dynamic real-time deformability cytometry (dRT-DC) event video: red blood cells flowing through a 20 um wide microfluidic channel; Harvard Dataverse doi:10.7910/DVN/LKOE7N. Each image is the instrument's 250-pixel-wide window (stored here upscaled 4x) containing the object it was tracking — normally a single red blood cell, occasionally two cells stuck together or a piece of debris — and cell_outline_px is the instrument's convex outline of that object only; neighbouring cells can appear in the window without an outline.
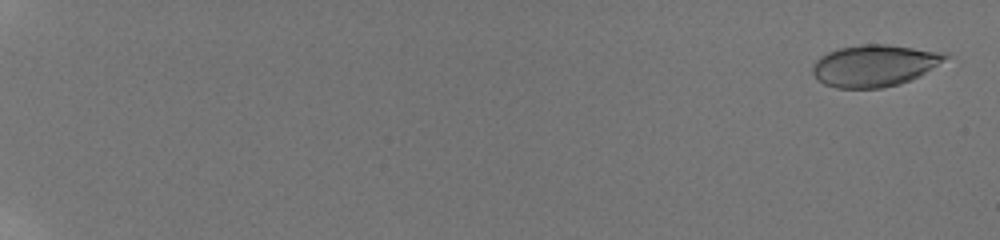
{"species": "human", "species_latin": "Homo sapiens", "temperature_condition": "room temperature", "stored_images_in_passage": 114, "camera_frame_rate_fps": 3000, "um_per_image_px": 0.085, "donor": {"sex": "male"}, "frame": {"image": 1, "passage_image": 6, "time_ms": 0.667, "image_size_px": [1000, 240], "cell_outline_px": [[948, 56], [920, 76], [912, 80], [900, 84], [880, 88], [836, 88], [824, 84], [816, 80], [812, 72], [812, 64], [820, 56], [828, 52], [840, 48], [860, 44], [888, 44], [948, 52]], "centroid_in_image_um": [74.3, 5.57], "position_along_channel_um": 10.7, "area_um2": 32.48}}
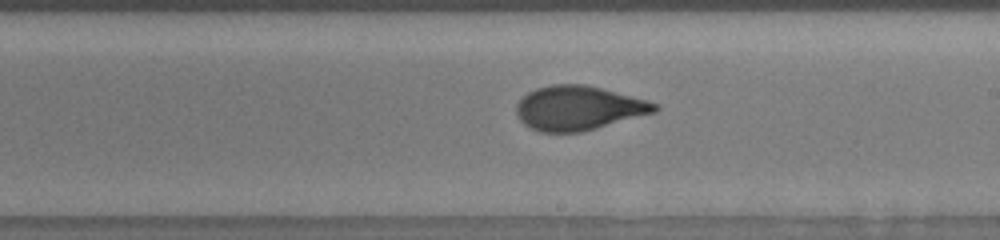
{"frame": {"image": 2, "passage_image": 70, "time_ms": 13.0, "image_size_px": [1000, 240], "cell_outline_px": [[660, 108], [656, 112], [596, 128], [580, 132], [540, 132], [524, 124], [516, 116], [516, 104], [528, 92], [536, 88], [552, 84], [584, 84], [648, 100], [660, 104]], "centroid_in_image_um": [49.17, 9.18], "position_along_channel_um": 239.8, "area_um2": 35.66}}
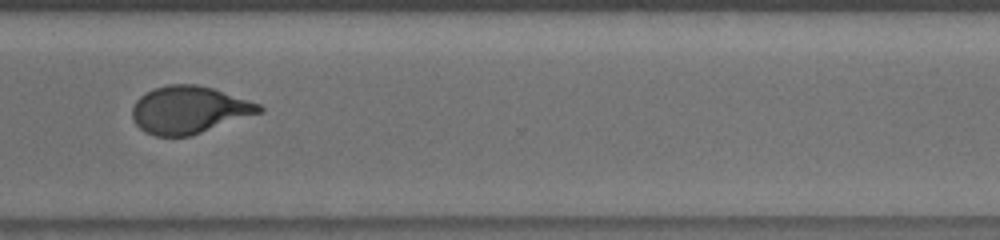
{"frame": {"image": 3, "passage_image": 87, "time_ms": 16.0, "image_size_px": [1000, 240], "cell_outline_px": [[264, 112], [192, 136], [156, 136], [144, 132], [136, 124], [132, 116], [132, 108], [136, 100], [140, 96], [156, 88], [168, 84], [196, 84], [212, 88], [260, 104], [264, 108]], "centroid_in_image_um": [16.09, 9.35], "position_along_channel_um": 354.5, "area_um2": 35.14}, "authors_computed_cell_mechanics": {"area_um2": 34.9979, "velocity_mm_per_s": 3.825, "shape_relaxation_time_tau1_ms": 6.6178, "shape_relaxation_time_tau2_ms": null, "deformation_change_tau1": 0.2128, "deformation_change_tau2": null}}